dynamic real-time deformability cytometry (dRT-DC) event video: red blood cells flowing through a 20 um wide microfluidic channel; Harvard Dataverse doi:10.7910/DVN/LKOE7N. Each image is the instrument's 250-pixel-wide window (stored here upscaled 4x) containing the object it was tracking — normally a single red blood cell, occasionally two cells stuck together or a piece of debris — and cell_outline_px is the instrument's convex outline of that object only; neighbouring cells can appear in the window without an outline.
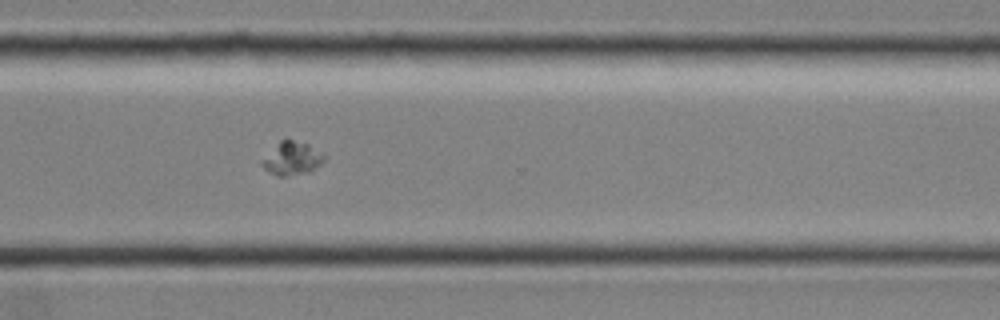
{"species": "common noctule bat (a hibernating species)", "species_latin": "Nyctalus noctula", "temperature_condition": "room temperature", "stored_images_in_passage": 29, "camera_frame_rate_fps": 3000, "um_per_image_px": 0.085, "animal": {"sex": "female", "body_mass_g": 19.0, "forearm_length_mm": 51.5}, "frame": {"image": 1, "passage_image": 19, "time_ms": 6.0, "image_size_px": [1000, 320], "cell_outline_px": [[324, 160], [320, 164], [304, 172], [284, 176], [276, 176], [268, 172], [260, 164], [280, 140], [292, 140], [308, 144], [324, 152]], "centroid_in_image_um": [24.82, 13.46], "position_along_channel_um": 345.8, "area_um2": 11.56}}
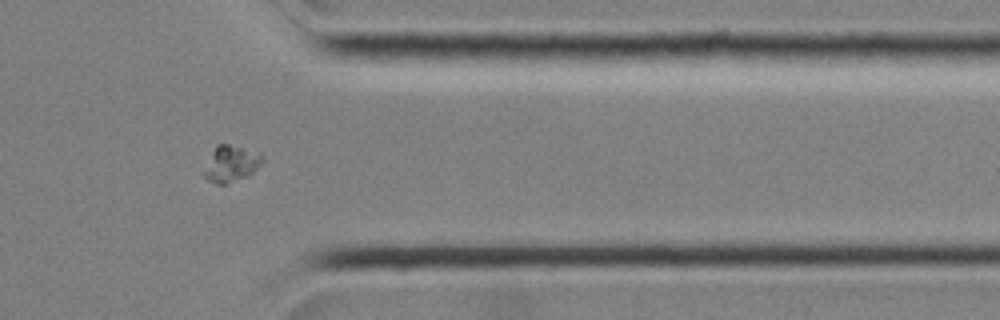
{"frame": {"image": 2, "passage_image": 22, "time_ms": 7.0, "image_size_px": [1000, 320], "cell_outline_px": [[264, 160], [252, 172], [244, 176], [224, 184], [216, 184], [208, 180], [204, 176], [204, 172], [212, 152], [216, 144], [228, 144], [260, 152], [264, 156]], "centroid_in_image_um": [19.65, 13.89], "position_along_channel_um": 391.7, "area_um2": 11.96}}